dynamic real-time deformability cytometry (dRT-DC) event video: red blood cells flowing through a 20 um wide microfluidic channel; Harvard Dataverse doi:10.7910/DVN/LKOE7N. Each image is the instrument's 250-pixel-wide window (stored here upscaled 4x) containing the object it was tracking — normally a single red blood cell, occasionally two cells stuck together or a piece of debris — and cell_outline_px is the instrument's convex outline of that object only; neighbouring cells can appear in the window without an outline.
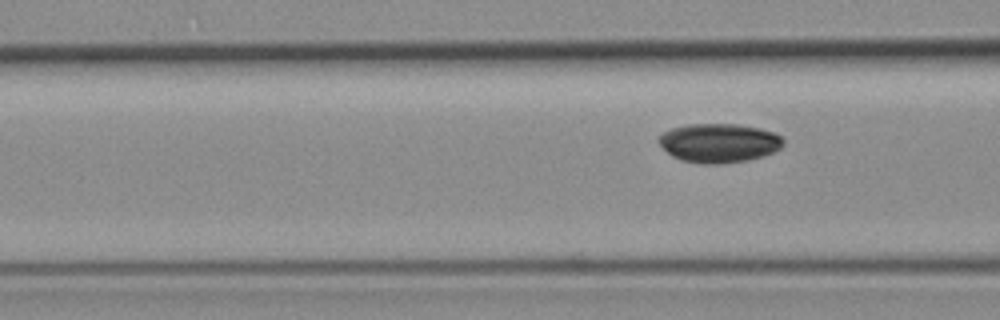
{"species": "common noctule bat (a hibernating species)", "species_latin": "Nyctalus noctula", "temperature_condition": "room temperature", "stored_images_in_passage": 7, "camera_frame_rate_fps": 3000, "um_per_image_px": 0.085, "animal": {"sex": "female", "body_mass_g": 19.3, "forearm_length_mm": 54.1}, "frame": {"image": 1, "passage_image": 7, "time_ms": 7.667, "image_size_px": [1000, 320], "cell_outline_px": [[784, 144], [780, 148], [764, 156], [748, 160], [720, 164], [704, 164], [680, 160], [672, 156], [656, 140], [664, 132], [672, 128], [688, 124], [736, 124], [760, 128], [776, 132], [784, 140]], "centroid_in_image_um": [61.13, 12.15], "position_along_channel_um": 105.5, "area_um2": 28.44}}